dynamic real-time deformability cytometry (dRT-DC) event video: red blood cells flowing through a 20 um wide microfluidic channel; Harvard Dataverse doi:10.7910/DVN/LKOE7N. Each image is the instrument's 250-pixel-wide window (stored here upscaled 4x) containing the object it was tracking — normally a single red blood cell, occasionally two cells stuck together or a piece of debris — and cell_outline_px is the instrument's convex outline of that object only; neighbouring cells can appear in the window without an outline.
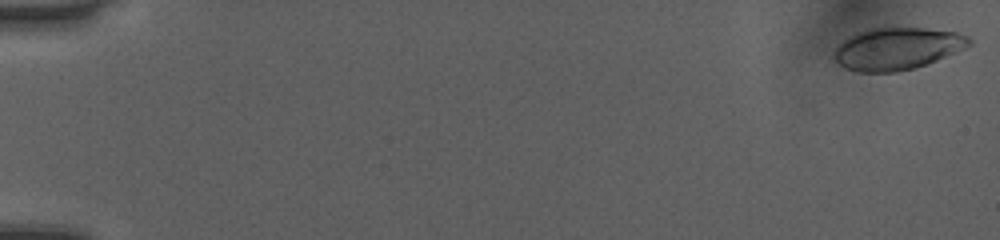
{"species": "human", "species_latin": "Homo sapiens", "temperature_condition": "room temperature", "stored_images_in_passage": 36, "camera_frame_rate_fps": 3000, "um_per_image_px": 0.085, "donor": {"sex": "female"}, "frame": {"image": 1, "passage_image": 1, "time_ms": 0.0, "image_size_px": [1000, 240], "cell_outline_px": [[972, 44], [964, 48], [936, 60], [912, 68], [896, 72], [856, 72], [844, 68], [836, 60], [836, 48], [844, 40], [856, 32], [868, 28], [924, 28], [956, 32], [968, 36], [972, 40]], "centroid_in_image_um": [76.26, 4.13], "position_along_channel_um": 8.7, "area_um2": 32.77}}
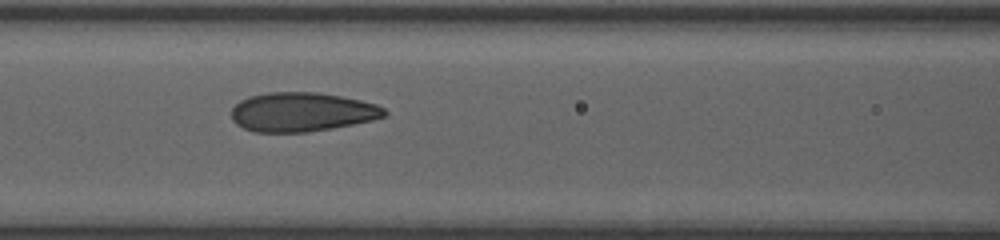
{"frame": {"image": 2, "passage_image": 21, "time_ms": 6.667, "image_size_px": [1000, 240], "cell_outline_px": [[388, 112], [384, 116], [372, 120], [332, 128], [308, 132], [252, 132], [236, 124], [232, 120], [232, 108], [240, 100], [248, 96], [268, 92], [316, 92], [340, 96], [360, 100], [376, 104], [384, 108]], "centroid_in_image_um": [25.63, 9.52], "position_along_channel_um": 141.0, "area_um2": 34.91}}
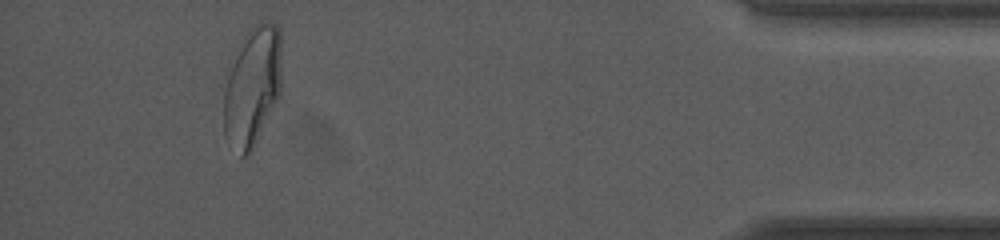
{"frame": {"image": 3, "passage_image": 35, "time_ms": 11.333, "image_size_px": [1000, 240], "cell_outline_px": [[280, 92], [248, 156], [240, 156], [224, 136], [224, 88], [228, 72], [236, 48], [248, 28], [260, 20], [276, 24], [280, 28]], "centroid_in_image_um": [21.42, 7.27], "position_along_channel_um": 413.8, "area_um2": 40.11}, "authors_computed_cell_mechanics": {"area_um2": 34.102, "velocity_mm_per_s": 4.189, "shape_relaxation_time_tau1_ms": null, "shape_relaxation_time_tau2_ms": 0.5942, "deformation_change_tau1": null, "deformation_change_tau2": 0.0705}}